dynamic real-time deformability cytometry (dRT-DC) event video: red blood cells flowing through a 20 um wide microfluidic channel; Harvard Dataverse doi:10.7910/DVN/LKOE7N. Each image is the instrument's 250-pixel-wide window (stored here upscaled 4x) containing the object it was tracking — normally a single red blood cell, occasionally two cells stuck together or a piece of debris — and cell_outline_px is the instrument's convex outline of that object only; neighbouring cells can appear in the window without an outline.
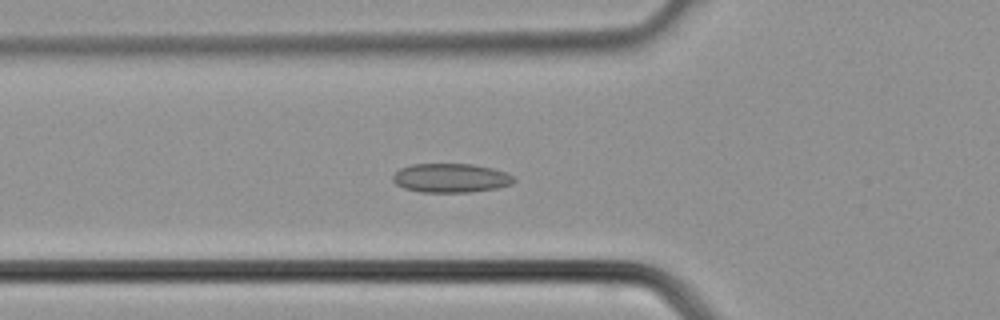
{"species": "common noctule bat (a hibernating species)", "species_latin": "Nyctalus noctula", "temperature_condition": "cold", "stored_images_in_passage": 37, "camera_frame_rate_fps": 3000, "um_per_image_px": 0.085, "animal": {"sex": "male", "body_mass_g": 21.5, "forearm_length_mm": 52.0}, "frame": {"image": 1, "passage_image": 12, "time_ms": 3.667, "image_size_px": [1000, 320], "cell_outline_px": [[516, 180], [512, 184], [496, 188], [468, 192], [420, 192], [404, 188], [396, 184], [392, 180], [392, 176], [400, 168], [412, 164], [472, 164], [492, 168], [508, 172], [516, 176]], "centroid_in_image_um": [38.35, 15.12], "position_along_channel_um": 87.5, "area_um2": 20.63}}
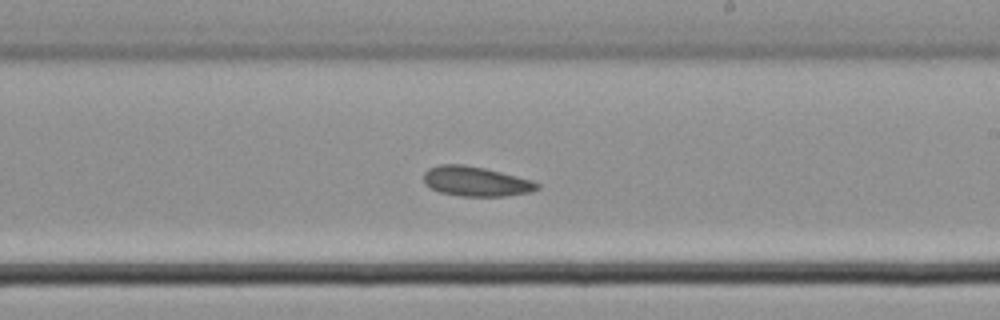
{"frame": {"image": 2, "passage_image": 21, "time_ms": 6.667, "image_size_px": [1000, 320], "cell_outline_px": [[540, 188], [532, 192], [504, 196], [460, 196], [440, 192], [424, 184], [424, 172], [428, 168], [440, 164], [464, 164], [484, 168], [532, 180], [540, 184]], "centroid_in_image_um": [40.45, 15.42], "position_along_channel_um": 248.6, "area_um2": 19.71}}
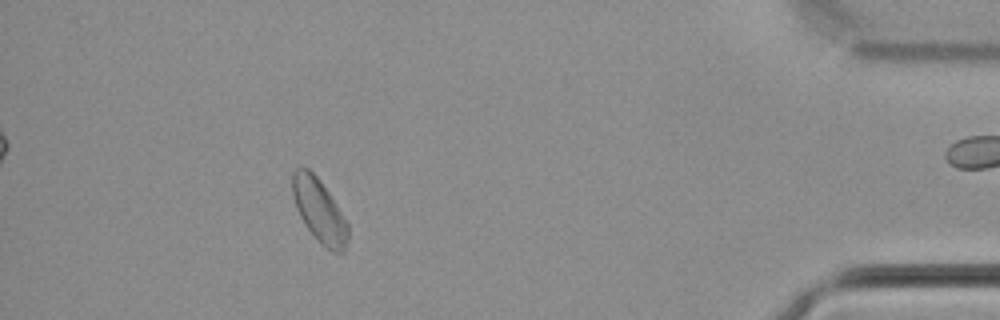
{"frame": {"image": 3, "passage_image": 33, "time_ms": 10.667, "image_size_px": [1000, 320], "cell_outline_px": [[348, 240], [344, 252], [332, 252], [320, 244], [304, 224], [296, 208], [292, 196], [292, 172], [296, 168], [308, 168], [320, 180], [336, 204], [348, 224]], "centroid_in_image_um": [27.12, 17.92], "position_along_channel_um": 408.1, "area_um2": 20.52}}